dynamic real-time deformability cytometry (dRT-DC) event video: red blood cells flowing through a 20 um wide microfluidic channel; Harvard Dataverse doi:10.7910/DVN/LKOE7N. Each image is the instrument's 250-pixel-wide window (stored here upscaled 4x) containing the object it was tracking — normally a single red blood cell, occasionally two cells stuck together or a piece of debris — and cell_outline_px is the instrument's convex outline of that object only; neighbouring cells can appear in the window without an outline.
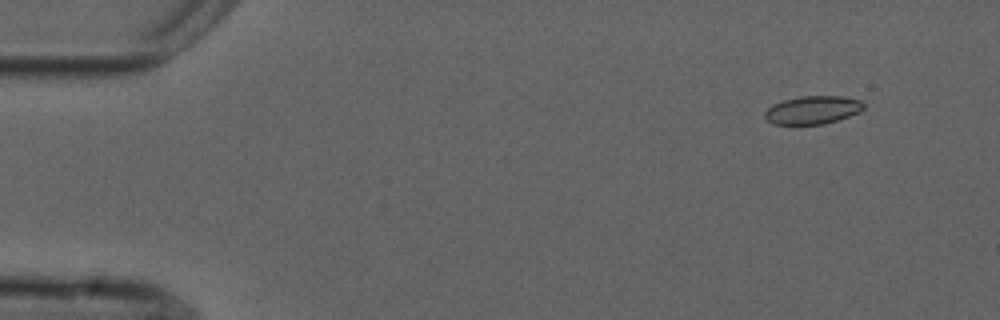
{"species": "common noctule bat (a hibernating species)", "species_latin": "Nyctalus noctula", "temperature_condition": "cold", "stored_images_in_passage": 55, "camera_frame_rate_fps": 3000, "um_per_image_px": 0.085, "animal": {"sex": "male", "forearm_length_mm": 52.5}, "frame": {"image": 1, "passage_image": 5, "time_ms": 1.333, "image_size_px": [1000, 320], "cell_outline_px": [[864, 108], [860, 112], [824, 124], [772, 124], [764, 116], [764, 112], [772, 104], [784, 100], [800, 96], [844, 96], [864, 100]], "centroid_in_image_um": [69.1, 9.33], "position_along_channel_um": 15.9, "area_um2": 16.3}}
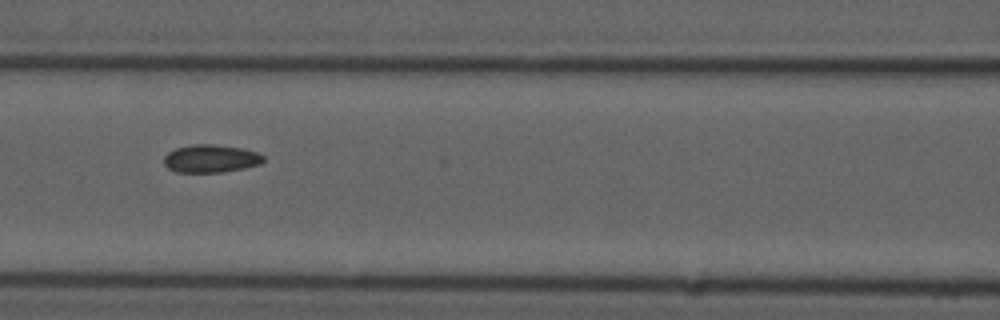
{"frame": {"image": 2, "passage_image": 24, "time_ms": 7.667, "image_size_px": [1000, 320], "cell_outline_px": [[264, 160], [260, 164], [244, 168], [224, 172], [176, 172], [168, 168], [164, 164], [164, 156], [168, 152], [176, 148], [196, 144], [212, 144], [244, 148], [256, 152], [264, 156]], "centroid_in_image_um": [17.92, 13.48], "position_along_channel_um": 148.7, "area_um2": 16.18}}
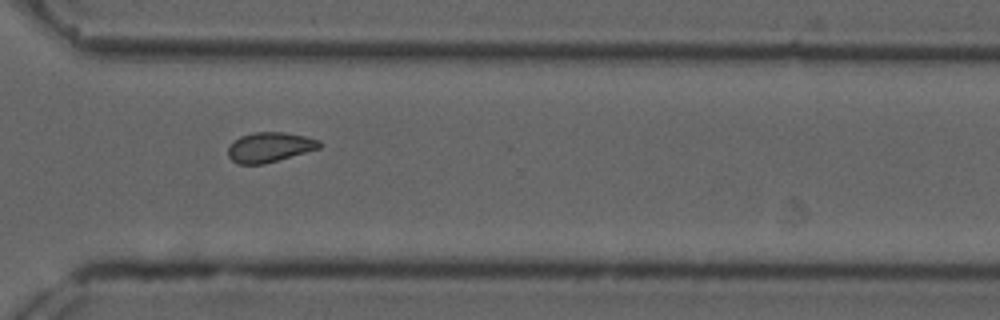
{"frame": {"image": 3, "passage_image": 40, "time_ms": 13.0, "image_size_px": [1000, 320], "cell_outline_px": [[320, 148], [264, 164], [236, 164], [228, 156], [228, 148], [240, 136], [256, 132], [284, 132], [304, 136], [320, 140]], "centroid_in_image_um": [22.91, 12.52], "position_along_channel_um": 347.7, "area_um2": 15.72}, "authors_computed_cell_mechanics": {"area_um2": 16.2996, "velocity_mm_per_s": 3.7349, "shape_relaxation_time_tau1_ms": null, "shape_relaxation_time_tau2_ms": 3.3936, "deformation_change_tau1": null, "deformation_change_tau2": 0.0689}}